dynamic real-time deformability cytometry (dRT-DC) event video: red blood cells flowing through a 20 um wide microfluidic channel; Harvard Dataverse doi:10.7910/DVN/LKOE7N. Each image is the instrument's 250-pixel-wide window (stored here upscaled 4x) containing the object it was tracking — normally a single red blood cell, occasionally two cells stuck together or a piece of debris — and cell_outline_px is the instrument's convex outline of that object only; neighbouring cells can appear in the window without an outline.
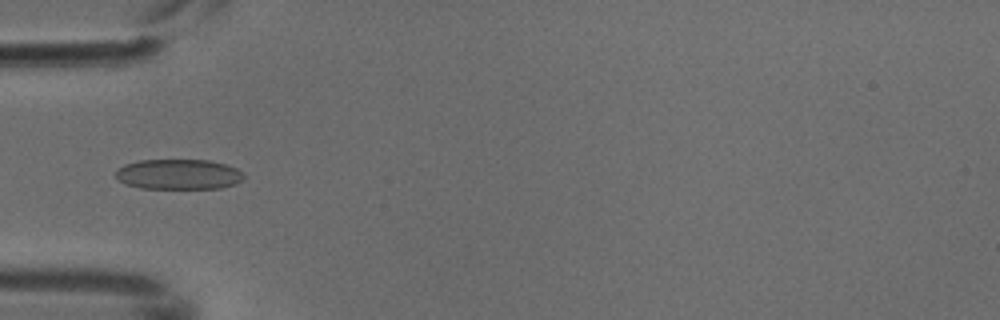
{"species": "common noctule bat (a hibernating species)", "species_latin": "Nyctalus noctula", "temperature_condition": "cold", "stored_images_in_passage": 6, "camera_frame_rate_fps": 3000, "um_per_image_px": 0.085, "animal": {"sex": "male", "body_mass_g": 18.8}, "frame": {"image": 1, "passage_image": 5, "time_ms": 1.333, "image_size_px": [1000, 320], "cell_outline_px": [[244, 180], [236, 184], [220, 188], [140, 188], [128, 184], [120, 180], [116, 176], [116, 172], [124, 164], [140, 160], [208, 160], [224, 164], [236, 168], [244, 176]], "centroid_in_image_um": [15.21, 14.81], "position_along_channel_um": 69.8, "area_um2": 22.37}}
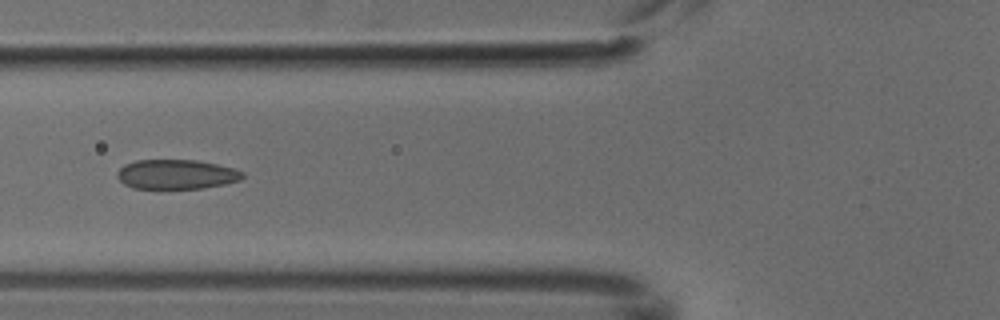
{"frame": {"image": 2, "passage_image": 6, "time_ms": 1.667, "image_size_px": [1000, 320], "cell_outline_px": [[244, 176], [240, 180], [224, 184], [204, 188], [132, 188], [124, 184], [116, 176], [116, 172], [124, 164], [136, 160], [196, 160], [216, 164], [232, 168], [244, 172]], "centroid_in_image_um": [14.97, 14.81], "position_along_channel_um": 110.8, "area_um2": 21.56}}